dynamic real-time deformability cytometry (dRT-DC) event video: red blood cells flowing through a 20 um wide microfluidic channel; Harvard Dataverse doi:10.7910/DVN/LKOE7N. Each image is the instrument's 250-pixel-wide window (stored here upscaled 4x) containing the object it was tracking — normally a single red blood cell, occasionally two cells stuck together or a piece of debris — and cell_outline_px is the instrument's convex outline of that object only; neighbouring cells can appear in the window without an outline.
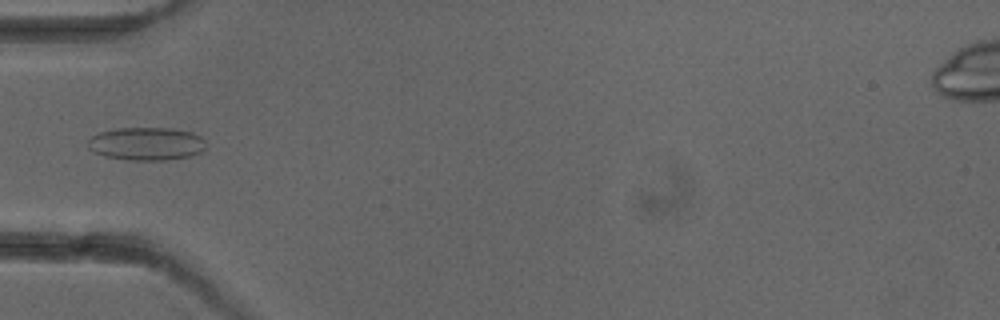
{"species": "common noctule bat (a hibernating species)", "species_latin": "Nyctalus noctula", "temperature_condition": "cold", "stored_images_in_passage": 4, "camera_frame_rate_fps": 3000, "um_per_image_px": 0.085, "animal": {"sex": "female"}, "frame": {"image": 1, "passage_image": 4, "time_ms": 3.667, "image_size_px": [1000, 320], "cell_outline_px": [[204, 152], [192, 156], [164, 160], [128, 160], [104, 156], [92, 152], [88, 148], [88, 140], [92, 136], [100, 132], [116, 128], [172, 128], [192, 132], [200, 136], [204, 140]], "centroid_in_image_um": [12.44, 12.22], "position_along_channel_um": 72.6, "area_um2": 22.95}}